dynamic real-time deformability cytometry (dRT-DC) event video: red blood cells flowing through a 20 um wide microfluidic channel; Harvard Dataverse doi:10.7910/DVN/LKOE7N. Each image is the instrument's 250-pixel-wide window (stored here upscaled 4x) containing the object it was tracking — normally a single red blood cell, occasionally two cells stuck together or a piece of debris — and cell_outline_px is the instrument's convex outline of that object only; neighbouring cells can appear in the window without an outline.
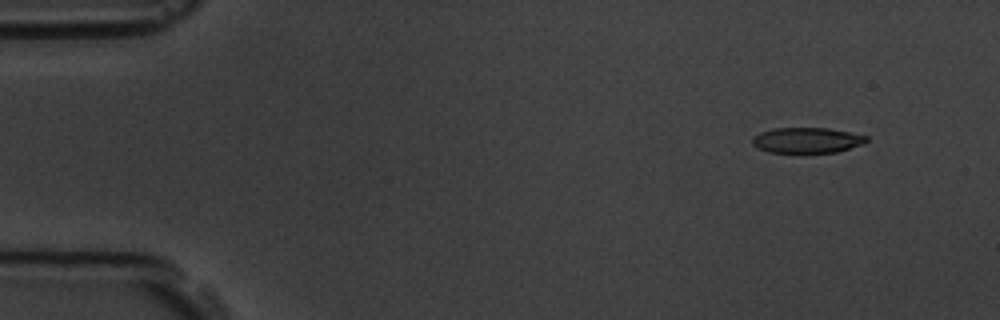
{"species": "common noctule bat (a hibernating species)", "species_latin": "Nyctalus noctula", "temperature_condition": "room temperature", "stored_images_in_passage": 10, "camera_frame_rate_fps": 3000, "um_per_image_px": 0.085, "animal": {"sex": "male", "body_mass_g": 19.5, "forearm_length_mm": 54.6}, "frame": {"image": 1, "passage_image": 2, "time_ms": 1.0, "image_size_px": [1000, 320], "cell_outline_px": [[868, 140], [864, 144], [836, 152], [768, 152], [756, 148], [752, 144], [752, 136], [760, 132], [776, 128], [828, 128], [868, 136]], "centroid_in_image_um": [68.57, 11.92], "position_along_channel_um": 16.4, "area_um2": 16.94}}
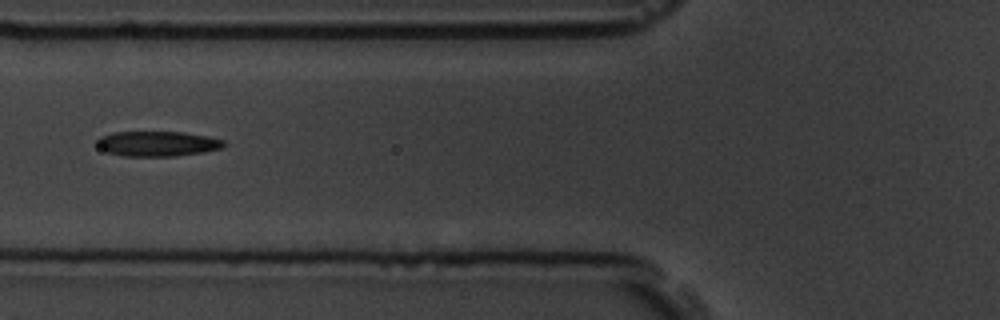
{"frame": {"image": 2, "passage_image": 6, "time_ms": 6.333, "image_size_px": [1000, 320], "cell_outline_px": [[228, 144], [220, 148], [204, 152], [176, 156], [124, 156], [108, 152], [100, 148], [96, 144], [96, 140], [100, 136], [112, 132], [184, 132], [208, 136], [224, 140]], "centroid_in_image_um": [13.39, 12.21], "position_along_channel_um": 112.4, "area_um2": 18.67}}
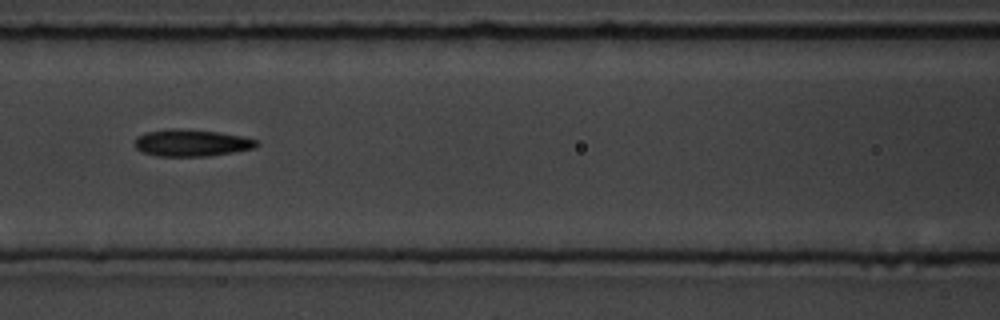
{"frame": {"image": 3, "passage_image": 7, "time_ms": 7.333, "image_size_px": [1000, 320], "cell_outline_px": [[260, 144], [256, 148], [208, 156], [156, 156], [144, 152], [136, 148], [136, 136], [144, 132], [168, 128], [176, 128], [220, 132], [244, 136], [256, 140]], "centroid_in_image_um": [16.29, 12.13], "position_along_channel_um": 150.3, "area_um2": 19.25}}